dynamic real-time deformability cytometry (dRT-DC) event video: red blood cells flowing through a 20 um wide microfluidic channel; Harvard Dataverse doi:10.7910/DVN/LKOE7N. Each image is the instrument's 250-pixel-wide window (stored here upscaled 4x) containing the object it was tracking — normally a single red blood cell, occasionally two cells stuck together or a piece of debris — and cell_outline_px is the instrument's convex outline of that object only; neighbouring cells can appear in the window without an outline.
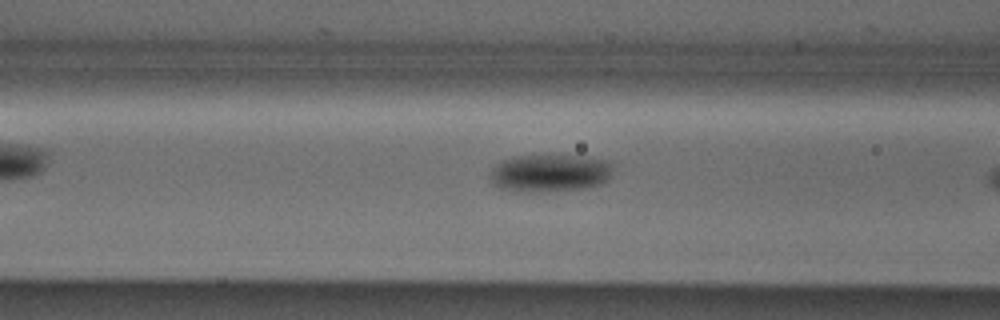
{"species": "Egyptian fruit bat (a non-hibernating species)", "species_latin": "Rousettus aegyptiacus", "temperature_condition": "cold", "stored_images_in_passage": 18, "camera_frame_rate_fps": 3000, "um_per_image_px": 0.085, "animal": {"sex": "male"}, "frame": {"image": 1, "passage_image": 16, "time_ms": 5.0, "image_size_px": [1000, 320], "cell_outline_px": [[612, 168], [608, 180], [600, 184], [584, 188], [544, 192], [520, 192], [500, 188], [492, 180], [492, 172], [504, 160], [516, 156], [584, 156], [612, 160]], "centroid_in_image_um": [46.84, 14.72], "position_along_channel_um": 119.8, "area_um2": 26.65}}